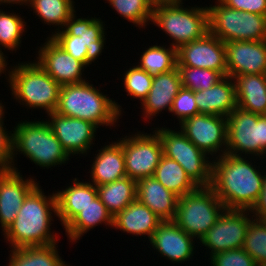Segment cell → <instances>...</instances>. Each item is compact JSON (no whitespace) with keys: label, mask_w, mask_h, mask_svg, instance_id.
<instances>
[{"label":"cell","mask_w":266,"mask_h":266,"mask_svg":"<svg viewBox=\"0 0 266 266\" xmlns=\"http://www.w3.org/2000/svg\"><path fill=\"white\" fill-rule=\"evenodd\" d=\"M246 158L224 154L212 160L210 187L226 209L251 210L259 199L265 172Z\"/></svg>","instance_id":"obj_1"},{"label":"cell","mask_w":266,"mask_h":266,"mask_svg":"<svg viewBox=\"0 0 266 266\" xmlns=\"http://www.w3.org/2000/svg\"><path fill=\"white\" fill-rule=\"evenodd\" d=\"M38 184L24 199L13 223L3 233L11 249L56 243L58 236L51 231L52 217L57 215L56 196H46Z\"/></svg>","instance_id":"obj_2"},{"label":"cell","mask_w":266,"mask_h":266,"mask_svg":"<svg viewBox=\"0 0 266 266\" xmlns=\"http://www.w3.org/2000/svg\"><path fill=\"white\" fill-rule=\"evenodd\" d=\"M56 113L87 120L98 128L114 127L122 115V107L90 82L61 86ZM115 123V124H114Z\"/></svg>","instance_id":"obj_3"},{"label":"cell","mask_w":266,"mask_h":266,"mask_svg":"<svg viewBox=\"0 0 266 266\" xmlns=\"http://www.w3.org/2000/svg\"><path fill=\"white\" fill-rule=\"evenodd\" d=\"M8 70L6 79L17 102L30 109H44L46 114L55 112L61 85L36 61L21 62Z\"/></svg>","instance_id":"obj_4"},{"label":"cell","mask_w":266,"mask_h":266,"mask_svg":"<svg viewBox=\"0 0 266 266\" xmlns=\"http://www.w3.org/2000/svg\"><path fill=\"white\" fill-rule=\"evenodd\" d=\"M13 131V160L11 170H18L15 166V156L19 152L39 167L51 168L68 163L69 155L62 148L48 122L22 121L16 123ZM18 151V152H17Z\"/></svg>","instance_id":"obj_5"},{"label":"cell","mask_w":266,"mask_h":266,"mask_svg":"<svg viewBox=\"0 0 266 266\" xmlns=\"http://www.w3.org/2000/svg\"><path fill=\"white\" fill-rule=\"evenodd\" d=\"M178 5L159 6L153 8L151 23L169 35L172 47L201 39L209 32V12L205 7H187Z\"/></svg>","instance_id":"obj_6"},{"label":"cell","mask_w":266,"mask_h":266,"mask_svg":"<svg viewBox=\"0 0 266 266\" xmlns=\"http://www.w3.org/2000/svg\"><path fill=\"white\" fill-rule=\"evenodd\" d=\"M224 210V204L210 186L198 187L178 198L173 221L189 236L200 241Z\"/></svg>","instance_id":"obj_7"},{"label":"cell","mask_w":266,"mask_h":266,"mask_svg":"<svg viewBox=\"0 0 266 266\" xmlns=\"http://www.w3.org/2000/svg\"><path fill=\"white\" fill-rule=\"evenodd\" d=\"M207 8L209 32L222 42L266 40V16L229 8L219 0Z\"/></svg>","instance_id":"obj_8"},{"label":"cell","mask_w":266,"mask_h":266,"mask_svg":"<svg viewBox=\"0 0 266 266\" xmlns=\"http://www.w3.org/2000/svg\"><path fill=\"white\" fill-rule=\"evenodd\" d=\"M163 155L177 161L198 187H209L212 181V159L197 148L181 130L155 128ZM210 160V161H209Z\"/></svg>","instance_id":"obj_9"},{"label":"cell","mask_w":266,"mask_h":266,"mask_svg":"<svg viewBox=\"0 0 266 266\" xmlns=\"http://www.w3.org/2000/svg\"><path fill=\"white\" fill-rule=\"evenodd\" d=\"M265 152L266 115L254 114L236 107L227 117L226 154H247L246 156L264 158Z\"/></svg>","instance_id":"obj_10"},{"label":"cell","mask_w":266,"mask_h":266,"mask_svg":"<svg viewBox=\"0 0 266 266\" xmlns=\"http://www.w3.org/2000/svg\"><path fill=\"white\" fill-rule=\"evenodd\" d=\"M152 133L140 131L117 140L122 145L127 177L138 181L154 175L163 148L158 133L155 130Z\"/></svg>","instance_id":"obj_11"},{"label":"cell","mask_w":266,"mask_h":266,"mask_svg":"<svg viewBox=\"0 0 266 266\" xmlns=\"http://www.w3.org/2000/svg\"><path fill=\"white\" fill-rule=\"evenodd\" d=\"M250 216L251 211L247 209L225 208L216 223L197 243L207 247L210 257L216 253L242 248L247 228L253 219Z\"/></svg>","instance_id":"obj_12"},{"label":"cell","mask_w":266,"mask_h":266,"mask_svg":"<svg viewBox=\"0 0 266 266\" xmlns=\"http://www.w3.org/2000/svg\"><path fill=\"white\" fill-rule=\"evenodd\" d=\"M179 127L197 148L212 156L211 159L226 154L227 117L197 114L184 120Z\"/></svg>","instance_id":"obj_13"},{"label":"cell","mask_w":266,"mask_h":266,"mask_svg":"<svg viewBox=\"0 0 266 266\" xmlns=\"http://www.w3.org/2000/svg\"><path fill=\"white\" fill-rule=\"evenodd\" d=\"M177 66L206 68L227 76L224 42L208 32L204 37L177 49Z\"/></svg>","instance_id":"obj_14"},{"label":"cell","mask_w":266,"mask_h":266,"mask_svg":"<svg viewBox=\"0 0 266 266\" xmlns=\"http://www.w3.org/2000/svg\"><path fill=\"white\" fill-rule=\"evenodd\" d=\"M46 120L52 132L69 156L88 154L95 140L98 127L90 121L60 115L56 112L47 114ZM94 139V140H93Z\"/></svg>","instance_id":"obj_15"},{"label":"cell","mask_w":266,"mask_h":266,"mask_svg":"<svg viewBox=\"0 0 266 266\" xmlns=\"http://www.w3.org/2000/svg\"><path fill=\"white\" fill-rule=\"evenodd\" d=\"M39 48L37 63L61 86L86 80L82 72L86 65L65 52L51 37Z\"/></svg>","instance_id":"obj_16"},{"label":"cell","mask_w":266,"mask_h":266,"mask_svg":"<svg viewBox=\"0 0 266 266\" xmlns=\"http://www.w3.org/2000/svg\"><path fill=\"white\" fill-rule=\"evenodd\" d=\"M19 170L0 169V227L4 233L15 220L26 196L39 184Z\"/></svg>","instance_id":"obj_17"},{"label":"cell","mask_w":266,"mask_h":266,"mask_svg":"<svg viewBox=\"0 0 266 266\" xmlns=\"http://www.w3.org/2000/svg\"><path fill=\"white\" fill-rule=\"evenodd\" d=\"M227 76L266 74V40L224 42Z\"/></svg>","instance_id":"obj_18"},{"label":"cell","mask_w":266,"mask_h":266,"mask_svg":"<svg viewBox=\"0 0 266 266\" xmlns=\"http://www.w3.org/2000/svg\"><path fill=\"white\" fill-rule=\"evenodd\" d=\"M194 238L189 236L174 221H163L153 233L150 244L153 249L173 263L193 259ZM194 243V244H193Z\"/></svg>","instance_id":"obj_19"},{"label":"cell","mask_w":266,"mask_h":266,"mask_svg":"<svg viewBox=\"0 0 266 266\" xmlns=\"http://www.w3.org/2000/svg\"><path fill=\"white\" fill-rule=\"evenodd\" d=\"M181 88L182 82L178 67L169 72L153 76L151 89L141 103L144 120H152L156 114L165 109L170 112L174 98Z\"/></svg>","instance_id":"obj_20"},{"label":"cell","mask_w":266,"mask_h":266,"mask_svg":"<svg viewBox=\"0 0 266 266\" xmlns=\"http://www.w3.org/2000/svg\"><path fill=\"white\" fill-rule=\"evenodd\" d=\"M199 114L228 117L237 107L235 82L224 76L210 89L195 91Z\"/></svg>","instance_id":"obj_21"},{"label":"cell","mask_w":266,"mask_h":266,"mask_svg":"<svg viewBox=\"0 0 266 266\" xmlns=\"http://www.w3.org/2000/svg\"><path fill=\"white\" fill-rule=\"evenodd\" d=\"M178 198L153 176L137 181L136 199L146 205L162 221L174 220Z\"/></svg>","instance_id":"obj_22"},{"label":"cell","mask_w":266,"mask_h":266,"mask_svg":"<svg viewBox=\"0 0 266 266\" xmlns=\"http://www.w3.org/2000/svg\"><path fill=\"white\" fill-rule=\"evenodd\" d=\"M74 183L62 191H55L57 215L65 227L84 207L98 195L96 186L90 181L82 182L75 178Z\"/></svg>","instance_id":"obj_23"},{"label":"cell","mask_w":266,"mask_h":266,"mask_svg":"<svg viewBox=\"0 0 266 266\" xmlns=\"http://www.w3.org/2000/svg\"><path fill=\"white\" fill-rule=\"evenodd\" d=\"M153 211L137 199L113 217V227L135 236L147 235L149 241L162 223Z\"/></svg>","instance_id":"obj_24"},{"label":"cell","mask_w":266,"mask_h":266,"mask_svg":"<svg viewBox=\"0 0 266 266\" xmlns=\"http://www.w3.org/2000/svg\"><path fill=\"white\" fill-rule=\"evenodd\" d=\"M95 154L91 165V182L95 186L104 185L127 177L122 145L116 141L103 146Z\"/></svg>","instance_id":"obj_25"},{"label":"cell","mask_w":266,"mask_h":266,"mask_svg":"<svg viewBox=\"0 0 266 266\" xmlns=\"http://www.w3.org/2000/svg\"><path fill=\"white\" fill-rule=\"evenodd\" d=\"M237 107L254 114L266 115V74H246L233 78Z\"/></svg>","instance_id":"obj_26"},{"label":"cell","mask_w":266,"mask_h":266,"mask_svg":"<svg viewBox=\"0 0 266 266\" xmlns=\"http://www.w3.org/2000/svg\"><path fill=\"white\" fill-rule=\"evenodd\" d=\"M105 224L113 227V216L97 196L64 227L70 242H77L90 229ZM99 224V225H98Z\"/></svg>","instance_id":"obj_27"},{"label":"cell","mask_w":266,"mask_h":266,"mask_svg":"<svg viewBox=\"0 0 266 266\" xmlns=\"http://www.w3.org/2000/svg\"><path fill=\"white\" fill-rule=\"evenodd\" d=\"M101 202L114 217L136 200L137 181L129 177L96 186Z\"/></svg>","instance_id":"obj_28"},{"label":"cell","mask_w":266,"mask_h":266,"mask_svg":"<svg viewBox=\"0 0 266 266\" xmlns=\"http://www.w3.org/2000/svg\"><path fill=\"white\" fill-rule=\"evenodd\" d=\"M58 242L43 245L21 247L10 250L8 266H70L62 260L58 251Z\"/></svg>","instance_id":"obj_29"},{"label":"cell","mask_w":266,"mask_h":266,"mask_svg":"<svg viewBox=\"0 0 266 266\" xmlns=\"http://www.w3.org/2000/svg\"><path fill=\"white\" fill-rule=\"evenodd\" d=\"M153 177L178 197L198 188L177 161L164 155L156 167Z\"/></svg>","instance_id":"obj_30"},{"label":"cell","mask_w":266,"mask_h":266,"mask_svg":"<svg viewBox=\"0 0 266 266\" xmlns=\"http://www.w3.org/2000/svg\"><path fill=\"white\" fill-rule=\"evenodd\" d=\"M74 0H30L29 6L38 19L47 25L58 26L55 32L62 30L65 23L76 13ZM61 27V28H60Z\"/></svg>","instance_id":"obj_31"},{"label":"cell","mask_w":266,"mask_h":266,"mask_svg":"<svg viewBox=\"0 0 266 266\" xmlns=\"http://www.w3.org/2000/svg\"><path fill=\"white\" fill-rule=\"evenodd\" d=\"M65 52L89 66L101 56L104 49L105 35L100 40H85L81 36H49Z\"/></svg>","instance_id":"obj_32"},{"label":"cell","mask_w":266,"mask_h":266,"mask_svg":"<svg viewBox=\"0 0 266 266\" xmlns=\"http://www.w3.org/2000/svg\"><path fill=\"white\" fill-rule=\"evenodd\" d=\"M151 76L169 72L177 67V49L166 45L149 46L142 52L137 65Z\"/></svg>","instance_id":"obj_33"},{"label":"cell","mask_w":266,"mask_h":266,"mask_svg":"<svg viewBox=\"0 0 266 266\" xmlns=\"http://www.w3.org/2000/svg\"><path fill=\"white\" fill-rule=\"evenodd\" d=\"M104 26V22L95 16L94 18H77L74 13L65 23V28L55 33L52 32L51 36H81L85 40H100L106 35Z\"/></svg>","instance_id":"obj_34"},{"label":"cell","mask_w":266,"mask_h":266,"mask_svg":"<svg viewBox=\"0 0 266 266\" xmlns=\"http://www.w3.org/2000/svg\"><path fill=\"white\" fill-rule=\"evenodd\" d=\"M18 14L0 9V45L3 49L16 52L26 30V22ZM0 46V50H2Z\"/></svg>","instance_id":"obj_35"},{"label":"cell","mask_w":266,"mask_h":266,"mask_svg":"<svg viewBox=\"0 0 266 266\" xmlns=\"http://www.w3.org/2000/svg\"><path fill=\"white\" fill-rule=\"evenodd\" d=\"M106 1V0H105ZM109 5L128 22L136 27L145 28L152 21L153 8L148 0H107Z\"/></svg>","instance_id":"obj_36"},{"label":"cell","mask_w":266,"mask_h":266,"mask_svg":"<svg viewBox=\"0 0 266 266\" xmlns=\"http://www.w3.org/2000/svg\"><path fill=\"white\" fill-rule=\"evenodd\" d=\"M258 266H266V222L252 219L242 247Z\"/></svg>","instance_id":"obj_37"},{"label":"cell","mask_w":266,"mask_h":266,"mask_svg":"<svg viewBox=\"0 0 266 266\" xmlns=\"http://www.w3.org/2000/svg\"><path fill=\"white\" fill-rule=\"evenodd\" d=\"M181 75L182 87L195 91L210 89L224 76L219 71L206 68L177 66Z\"/></svg>","instance_id":"obj_38"},{"label":"cell","mask_w":266,"mask_h":266,"mask_svg":"<svg viewBox=\"0 0 266 266\" xmlns=\"http://www.w3.org/2000/svg\"><path fill=\"white\" fill-rule=\"evenodd\" d=\"M123 77L122 82H124V90L128 93L127 95L139 99L142 103L151 89L153 76L135 64L127 69Z\"/></svg>","instance_id":"obj_39"},{"label":"cell","mask_w":266,"mask_h":266,"mask_svg":"<svg viewBox=\"0 0 266 266\" xmlns=\"http://www.w3.org/2000/svg\"><path fill=\"white\" fill-rule=\"evenodd\" d=\"M177 116L179 124L187 118L199 114L195 100V92L192 90L181 88L178 95L174 98L170 113Z\"/></svg>","instance_id":"obj_40"},{"label":"cell","mask_w":266,"mask_h":266,"mask_svg":"<svg viewBox=\"0 0 266 266\" xmlns=\"http://www.w3.org/2000/svg\"><path fill=\"white\" fill-rule=\"evenodd\" d=\"M208 259L211 266H258L243 248L216 253Z\"/></svg>","instance_id":"obj_41"},{"label":"cell","mask_w":266,"mask_h":266,"mask_svg":"<svg viewBox=\"0 0 266 266\" xmlns=\"http://www.w3.org/2000/svg\"><path fill=\"white\" fill-rule=\"evenodd\" d=\"M4 120L0 121V169H11L13 160V131H7Z\"/></svg>","instance_id":"obj_42"},{"label":"cell","mask_w":266,"mask_h":266,"mask_svg":"<svg viewBox=\"0 0 266 266\" xmlns=\"http://www.w3.org/2000/svg\"><path fill=\"white\" fill-rule=\"evenodd\" d=\"M222 4L238 11H247L266 16V0H219Z\"/></svg>","instance_id":"obj_43"},{"label":"cell","mask_w":266,"mask_h":266,"mask_svg":"<svg viewBox=\"0 0 266 266\" xmlns=\"http://www.w3.org/2000/svg\"><path fill=\"white\" fill-rule=\"evenodd\" d=\"M250 211L251 214H254L255 219H266V172L264 173L263 187L259 199Z\"/></svg>","instance_id":"obj_44"},{"label":"cell","mask_w":266,"mask_h":266,"mask_svg":"<svg viewBox=\"0 0 266 266\" xmlns=\"http://www.w3.org/2000/svg\"><path fill=\"white\" fill-rule=\"evenodd\" d=\"M183 0H148V3L152 8L159 6L178 5L183 3Z\"/></svg>","instance_id":"obj_45"},{"label":"cell","mask_w":266,"mask_h":266,"mask_svg":"<svg viewBox=\"0 0 266 266\" xmlns=\"http://www.w3.org/2000/svg\"><path fill=\"white\" fill-rule=\"evenodd\" d=\"M30 0H0V5L1 4H6V6L9 4H17V5H25L29 6Z\"/></svg>","instance_id":"obj_46"},{"label":"cell","mask_w":266,"mask_h":266,"mask_svg":"<svg viewBox=\"0 0 266 266\" xmlns=\"http://www.w3.org/2000/svg\"><path fill=\"white\" fill-rule=\"evenodd\" d=\"M5 55H4V53L2 52V50H0V76H1V74L3 73H5L6 71H9V70H7L6 68H8L7 67V61H6V56L4 57Z\"/></svg>","instance_id":"obj_47"},{"label":"cell","mask_w":266,"mask_h":266,"mask_svg":"<svg viewBox=\"0 0 266 266\" xmlns=\"http://www.w3.org/2000/svg\"><path fill=\"white\" fill-rule=\"evenodd\" d=\"M2 104H3V103L0 102V121H1L2 119L5 118V117H4V116H5V115H4V114H5V112H4L5 109H4V106H3Z\"/></svg>","instance_id":"obj_48"}]
</instances>
